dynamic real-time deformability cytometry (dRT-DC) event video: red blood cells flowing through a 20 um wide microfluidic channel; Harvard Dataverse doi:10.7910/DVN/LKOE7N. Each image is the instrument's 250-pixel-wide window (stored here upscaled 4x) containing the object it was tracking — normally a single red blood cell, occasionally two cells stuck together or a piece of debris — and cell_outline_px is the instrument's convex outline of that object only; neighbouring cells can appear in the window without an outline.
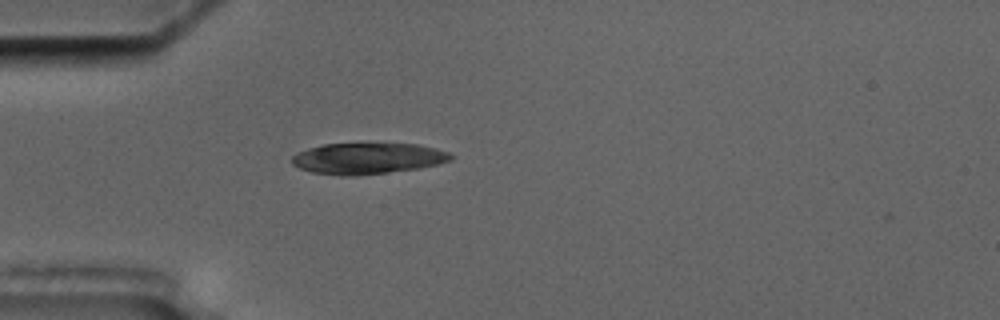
{"species": "common noctule bat (a hibernating species)", "species_latin": "Nyctalus noctula", "temperature_condition": "cold", "stored_images_in_passage": 3, "camera_frame_rate_fps": 3000, "um_per_image_px": 0.085, "animal": {"sex": "male", "body_mass_g": 17.5, "forearm_length_mm": 52.3}, "frame": {"image": 1, "passage_image": 3, "time_ms": 3.333, "image_size_px": [1000, 320], "cell_outline_px": [[452, 160], [420, 168], [356, 176], [344, 176], [312, 172], [300, 168], [292, 164], [292, 156], [296, 152], [308, 148], [324, 144], [416, 144], [436, 148], [448, 152], [452, 156]], "centroid_in_image_um": [31.22, 13.47], "position_along_channel_um": 53.8, "area_um2": 28.67}}